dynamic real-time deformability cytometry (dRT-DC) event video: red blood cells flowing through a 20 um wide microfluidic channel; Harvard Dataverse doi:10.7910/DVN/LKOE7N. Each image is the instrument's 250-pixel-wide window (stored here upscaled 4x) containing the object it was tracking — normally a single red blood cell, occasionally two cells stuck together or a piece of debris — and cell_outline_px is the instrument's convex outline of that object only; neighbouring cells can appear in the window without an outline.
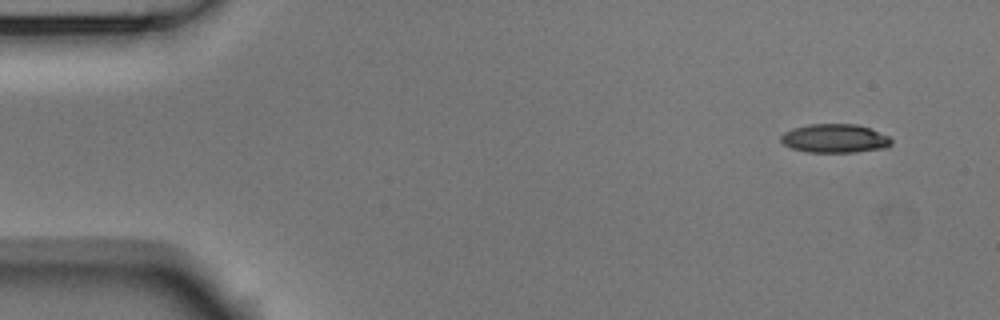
{"species": "Egyptian fruit bat (a non-hibernating species)", "species_latin": "Rousettus aegyptiacus", "temperature_condition": "room temperature", "stored_images_in_passage": 51, "camera_frame_rate_fps": 3000, "um_per_image_px": 0.085, "animal": {"sex": "male"}, "frame": {"image": 1, "passage_image": 1, "time_ms": 0.0, "image_size_px": [1000, 320], "cell_outline_px": [[892, 144], [888, 148], [856, 152], [808, 152], [792, 148], [784, 144], [780, 140], [780, 136], [784, 132], [792, 128], [808, 124], [856, 124], [872, 128], [888, 136], [892, 140]], "centroid_in_image_um": [70.98, 11.76], "position_along_channel_um": 14.0, "area_um2": 18.73}}
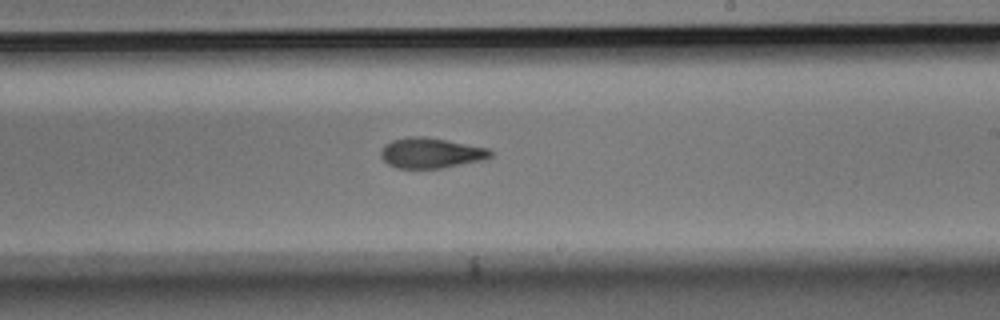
{"frame": {"image": 2, "passage_image": 29, "time_ms": 9.333, "image_size_px": [1000, 320], "cell_outline_px": [[492, 156], [484, 160], [440, 168], [396, 168], [388, 164], [380, 156], [380, 152], [384, 144], [392, 140], [408, 136], [424, 136], [448, 140], [488, 148], [492, 152]], "centroid_in_image_um": [36.61, 12.99], "position_along_channel_um": 252.4, "area_um2": 19.48}}
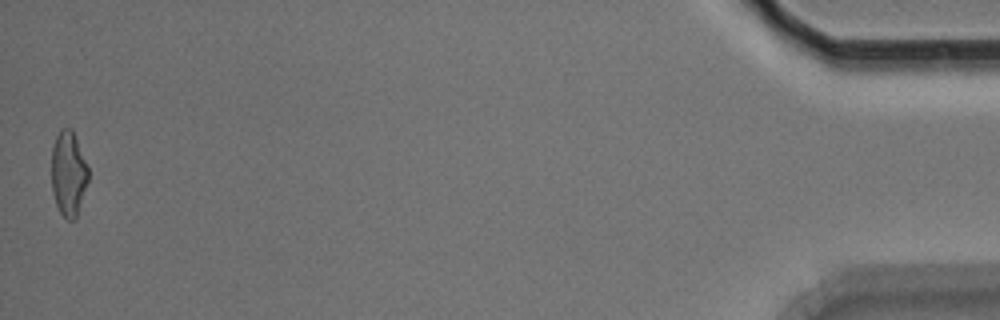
{"frame": {"image": 3, "passage_image": 51, "time_ms": 16.667, "image_size_px": [1000, 320], "cell_outline_px": [[88, 180], [76, 216], [72, 220], [68, 220], [60, 212], [56, 204], [52, 188], [52, 148], [56, 136], [60, 128], [72, 128], [88, 168]], "centroid_in_image_um": [5.81, 14.72], "position_along_channel_um": 429.4, "area_um2": 17.86}, "authors_computed_cell_mechanics": {"area_um2": 19.363, "velocity_mm_per_s": 3.7014, "shape_relaxation_time_tau1_ms": 4.4177, "shape_relaxation_time_tau2_ms": 2.6317, "deformation_change_tau1": 0.1716, "deformation_change_tau2": 0.1036}}